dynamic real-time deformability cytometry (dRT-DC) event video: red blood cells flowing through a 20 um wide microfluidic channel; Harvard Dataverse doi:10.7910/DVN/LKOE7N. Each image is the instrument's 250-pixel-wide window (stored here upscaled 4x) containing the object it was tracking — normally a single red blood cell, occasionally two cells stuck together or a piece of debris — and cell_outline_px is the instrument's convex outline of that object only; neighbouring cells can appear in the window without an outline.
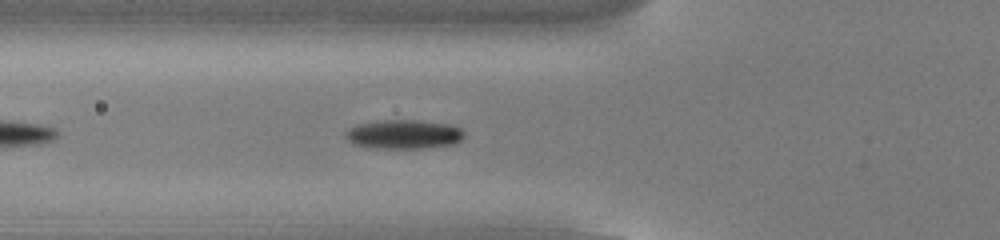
{"species": "common noctule bat (a hibernating species)", "species_latin": "Nyctalus noctula", "temperature_condition": "cold", "stored_images_in_passage": 25, "camera_frame_rate_fps": 3000, "um_per_image_px": 0.085, "animal": {"sex": "male", "body_mass_g": 13.0, "forearm_length_mm": 53.1}, "frame": {"image": 1, "passage_image": 8, "time_ms": 2.333, "image_size_px": [1000, 240], "cell_outline_px": [[464, 136], [460, 140], [452, 144], [424, 148], [368, 148], [352, 144], [344, 136], [344, 132], [348, 128], [356, 124], [376, 120], [416, 120], [452, 124], [460, 128], [464, 132]], "centroid_in_image_um": [34.26, 11.41], "position_along_channel_um": 91.5, "area_um2": 20.46}}
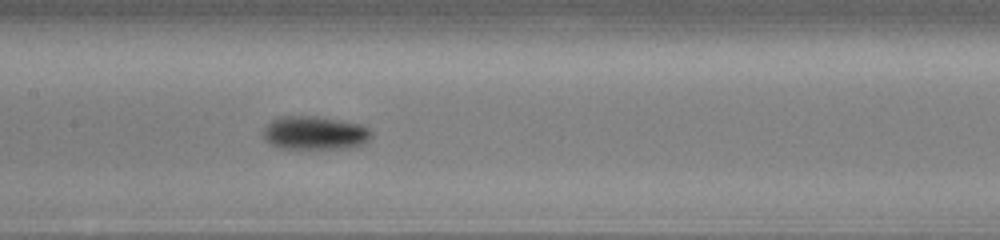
{"frame": {"image": 2, "passage_image": 15, "time_ms": 4.667, "image_size_px": [1000, 240], "cell_outline_px": [[372, 136], [364, 144], [348, 148], [280, 148], [272, 144], [264, 136], [264, 128], [272, 120], [280, 116], [316, 116], [340, 120], [360, 124], [368, 128], [372, 132]], "centroid_in_image_um": [26.8, 11.29], "position_along_channel_um": 180.6, "area_um2": 20.92}}
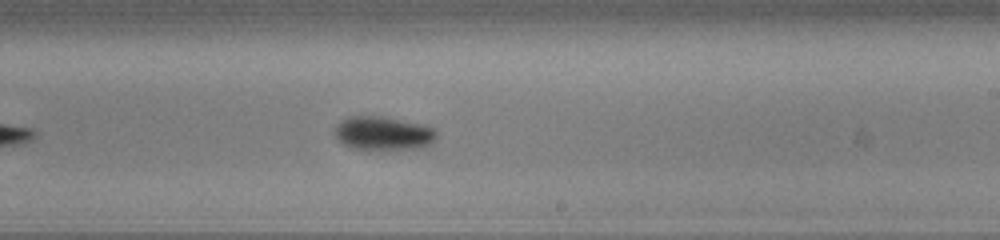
{"frame": {"image": 3, "passage_image": 21, "time_ms": 6.667, "image_size_px": [1000, 240], "cell_outline_px": [[436, 136], [432, 144], [424, 148], [396, 152], [368, 152], [352, 148], [344, 144], [336, 136], [336, 124], [348, 116], [380, 116], [424, 124], [436, 128]], "centroid_in_image_um": [32.64, 11.4], "position_along_channel_um": 256.4, "area_um2": 21.15}}